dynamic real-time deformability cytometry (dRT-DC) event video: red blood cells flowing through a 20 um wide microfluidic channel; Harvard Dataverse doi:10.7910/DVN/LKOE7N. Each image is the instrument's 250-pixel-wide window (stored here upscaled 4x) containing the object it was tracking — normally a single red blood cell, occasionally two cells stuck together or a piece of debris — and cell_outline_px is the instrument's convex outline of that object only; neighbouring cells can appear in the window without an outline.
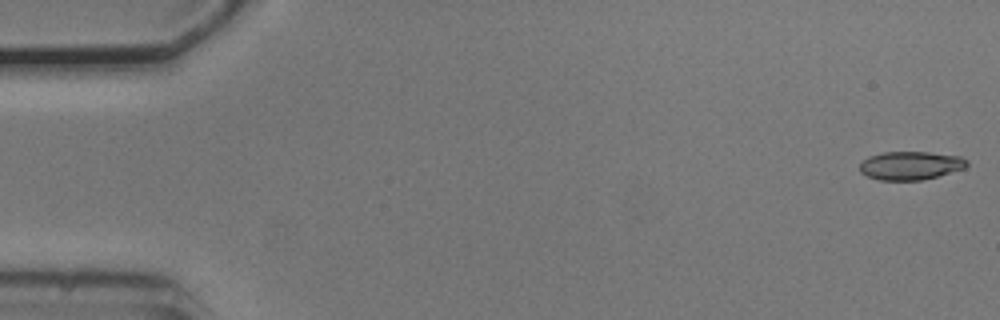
{"species": "common noctule bat (a hibernating species)", "species_latin": "Nyctalus noctula", "temperature_condition": "cold", "stored_images_in_passage": 11, "camera_frame_rate_fps": 3000, "um_per_image_px": 0.085, "animal": {"sex": "male", "body_mass_g": 20.5, "forearm_length_mm": 52.5}, "frame": {"image": 1, "passage_image": 1, "time_ms": 0.0, "image_size_px": [1000, 320], "cell_outline_px": [[968, 164], [964, 168], [936, 176], [920, 180], [880, 180], [868, 176], [860, 172], [860, 164], [868, 156], [884, 152], [928, 152], [960, 156], [968, 160]], "centroid_in_image_um": [77.38, 14.06], "position_along_channel_um": 7.6, "area_um2": 17.57}}